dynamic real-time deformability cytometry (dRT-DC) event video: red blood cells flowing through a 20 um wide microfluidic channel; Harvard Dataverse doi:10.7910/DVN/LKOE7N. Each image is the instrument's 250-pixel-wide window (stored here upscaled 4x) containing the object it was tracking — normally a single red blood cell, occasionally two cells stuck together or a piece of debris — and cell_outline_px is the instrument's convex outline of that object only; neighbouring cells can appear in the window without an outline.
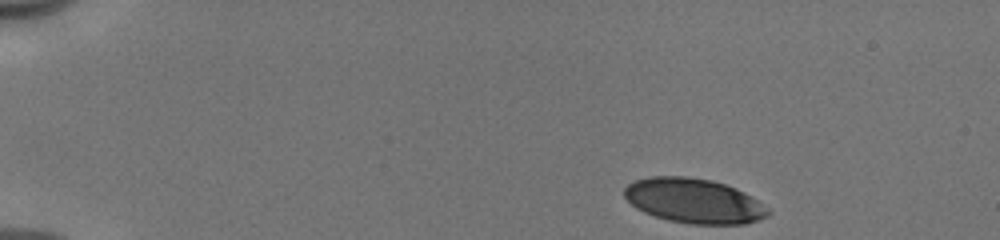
{"species": "human", "species_latin": "Homo sapiens", "temperature_condition": "cold", "stored_images_in_passage": 45, "camera_frame_rate_fps": 3000, "um_per_image_px": 0.085, "donor": {"sex": "male"}, "frame": {"image": 1, "passage_image": 1, "time_ms": 0.0, "image_size_px": [1000, 240], "cell_outline_px": [[772, 212], [768, 216], [744, 224], [692, 224], [668, 220], [644, 212], [636, 208], [624, 196], [624, 188], [628, 184], [636, 180], [652, 176], [688, 176], [712, 180], [736, 188], [752, 196], [768, 208]], "centroid_in_image_um": [59.0, 17.06], "position_along_channel_um": 26.0, "area_um2": 37.45}}
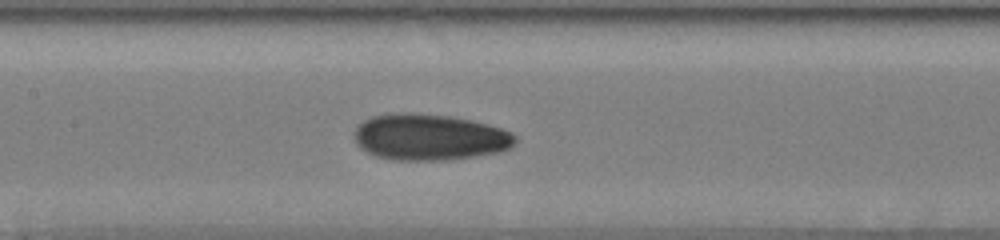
{"frame": {"image": 2, "passage_image": 20, "time_ms": 6.333, "image_size_px": [1000, 240], "cell_outline_px": [[516, 140], [512, 148], [500, 152], [448, 160], [392, 160], [376, 156], [360, 148], [356, 144], [352, 132], [356, 124], [372, 116], [396, 112], [412, 112], [452, 116], [472, 120], [488, 124], [512, 132], [516, 136]], "centroid_in_image_um": [36.48, 11.65], "position_along_channel_um": 170.9, "area_um2": 44.1}}
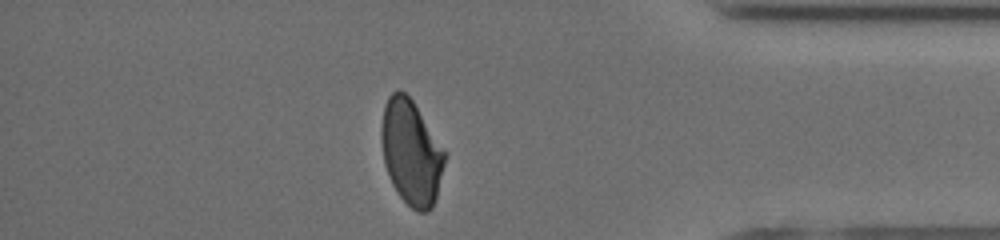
{"frame": {"image": 3, "passage_image": 39, "time_ms": 12.667, "image_size_px": [1000, 240], "cell_outline_px": [[444, 164], [436, 196], [432, 208], [428, 212], [416, 212], [400, 196], [392, 184], [384, 164], [380, 140], [380, 128], [384, 104], [388, 96], [392, 92], [404, 92], [412, 100], [444, 148]], "centroid_in_image_um": [34.92, 12.95], "position_along_channel_um": 400.3, "area_um2": 38.55}, "authors_computed_cell_mechanics": {"area_um2": 40.171, "velocity_mm_per_s": 3.9785, "shape_relaxation_time_tau1_ms": 7.1826, "shape_relaxation_time_tau2_ms": 2.0235, "deformation_change_tau1": 0.1745, "deformation_change_tau2": 0.0751}}